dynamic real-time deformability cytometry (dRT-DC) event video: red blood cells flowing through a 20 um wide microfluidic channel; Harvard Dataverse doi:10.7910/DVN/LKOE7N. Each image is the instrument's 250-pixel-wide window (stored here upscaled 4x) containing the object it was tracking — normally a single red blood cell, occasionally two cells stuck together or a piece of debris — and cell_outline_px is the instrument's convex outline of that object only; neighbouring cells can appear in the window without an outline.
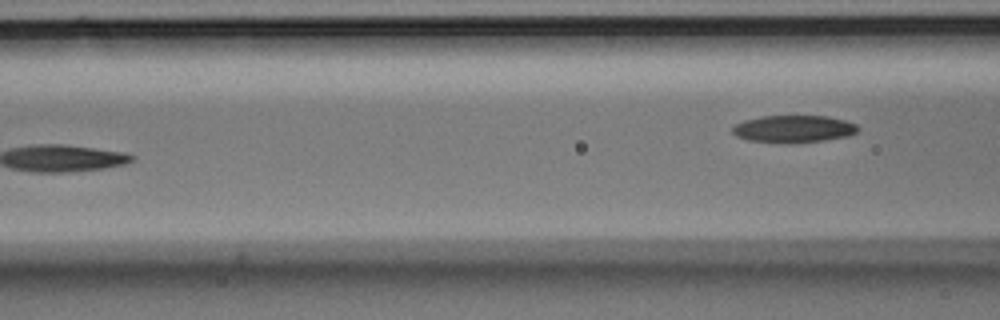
{"species": "Egyptian fruit bat (a non-hibernating species)", "species_latin": "Rousettus aegyptiacus", "temperature_condition": "room temperature", "stored_images_in_passage": 7, "camera_frame_rate_fps": 3000, "um_per_image_px": 0.085, "animal": {"sex": "male"}, "frame": {"image": 1, "passage_image": 7, "time_ms": 7.0, "image_size_px": [1000, 320], "cell_outline_px": [[860, 128], [856, 132], [848, 136], [824, 140], [792, 144], [748, 140], [736, 136], [732, 132], [732, 128], [736, 124], [744, 120], [760, 116], [828, 116], [844, 120], [856, 124]], "centroid_in_image_um": [67.45, 10.96], "position_along_channel_um": 99.1, "area_um2": 20.06}}